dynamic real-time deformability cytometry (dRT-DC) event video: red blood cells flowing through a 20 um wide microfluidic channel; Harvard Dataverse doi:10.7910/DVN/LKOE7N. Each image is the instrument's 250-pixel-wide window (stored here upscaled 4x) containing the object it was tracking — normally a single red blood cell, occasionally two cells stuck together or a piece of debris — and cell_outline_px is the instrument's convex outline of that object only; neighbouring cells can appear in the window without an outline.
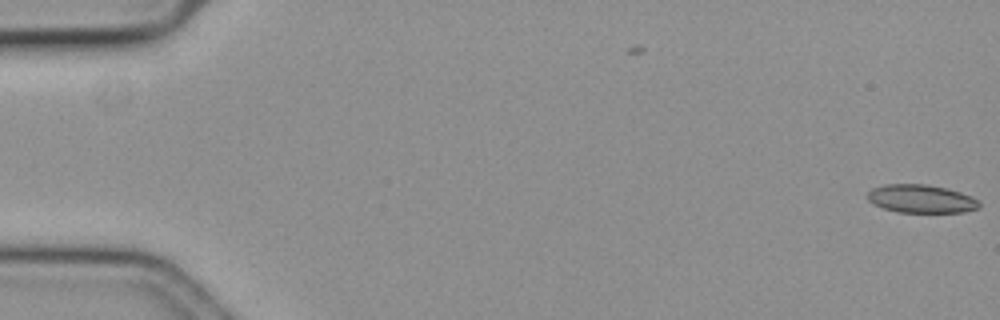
{"species": "common noctule bat (a hibernating species)", "species_latin": "Nyctalus noctula", "temperature_condition": "cold", "stored_images_in_passage": 6, "camera_frame_rate_fps": 3000, "um_per_image_px": 0.085, "animal": {"sex": "female", "body_mass_g": 19.3, "forearm_length_mm": 54.1}, "frame": {"image": 1, "passage_image": 6, "time_ms": 1.667, "image_size_px": [1000, 320], "cell_outline_px": [[980, 208], [964, 212], [896, 212], [872, 204], [868, 200], [868, 192], [872, 188], [884, 184], [924, 184], [948, 188], [972, 196], [980, 200]], "centroid_in_image_um": [78.32, 16.89], "position_along_channel_um": 6.7, "area_um2": 18.55}}